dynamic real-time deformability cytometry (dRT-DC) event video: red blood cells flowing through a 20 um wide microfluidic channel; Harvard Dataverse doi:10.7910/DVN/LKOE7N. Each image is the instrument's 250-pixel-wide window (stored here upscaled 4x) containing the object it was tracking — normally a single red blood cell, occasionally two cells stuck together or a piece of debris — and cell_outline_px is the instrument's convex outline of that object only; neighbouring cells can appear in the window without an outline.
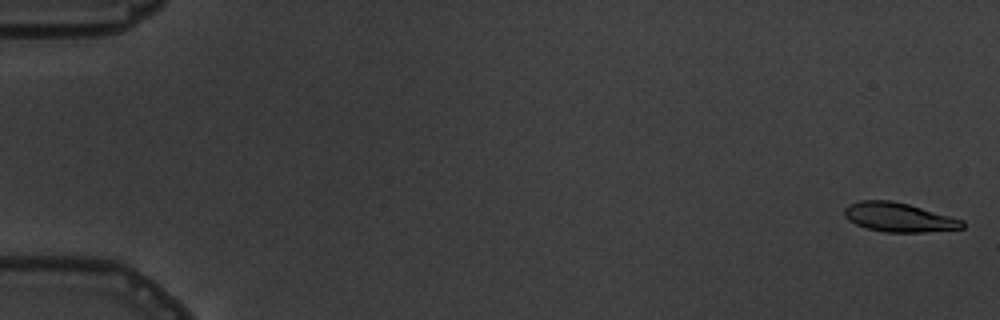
{"species": "common noctule bat (a hibernating species)", "species_latin": "Nyctalus noctula", "temperature_condition": "warm", "stored_images_in_passage": 5, "camera_frame_rate_fps": 3000, "um_per_image_px": 0.085, "animal": {"sex": "male", "body_mass_g": 19.5, "forearm_length_mm": 54.6}, "frame": {"image": 1, "passage_image": 1, "time_ms": 0.0, "image_size_px": [1000, 320], "cell_outline_px": [[964, 228], [924, 232], [884, 232], [868, 228], [856, 224], [848, 220], [844, 216], [844, 208], [848, 204], [860, 200], [892, 200], [908, 204], [964, 220]], "centroid_in_image_um": [76.37, 18.46], "position_along_channel_um": 8.6, "area_um2": 20.0}}